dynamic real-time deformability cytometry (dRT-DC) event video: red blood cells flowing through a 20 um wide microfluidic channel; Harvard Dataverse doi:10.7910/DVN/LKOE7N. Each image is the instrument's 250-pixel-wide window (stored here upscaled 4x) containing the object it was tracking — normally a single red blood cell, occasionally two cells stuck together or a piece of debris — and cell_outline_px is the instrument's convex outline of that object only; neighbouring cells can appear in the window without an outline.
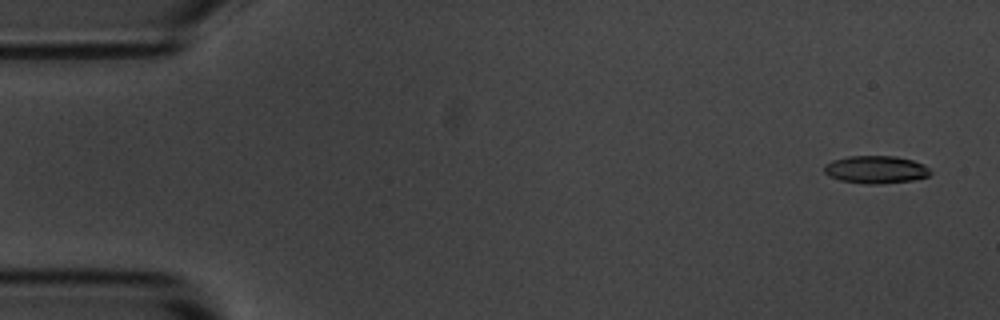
{"species": "common noctule bat (a hibernating species)", "species_latin": "Nyctalus noctula", "temperature_condition": "room temperature", "stored_images_in_passage": 8, "camera_frame_rate_fps": 3000, "um_per_image_px": 0.085, "animal": {"sex": "male", "body_mass_g": 20.1, "forearm_length_mm": 53.5}, "frame": {"image": 1, "passage_image": 1, "time_ms": 0.0, "image_size_px": [1000, 320], "cell_outline_px": [[932, 172], [928, 176], [912, 180], [880, 184], [864, 184], [840, 180], [828, 176], [824, 172], [824, 164], [832, 160], [848, 156], [896, 156], [912, 160], [924, 164]], "centroid_in_image_um": [74.42, 14.41], "position_along_channel_um": 10.6, "area_um2": 17.22}}
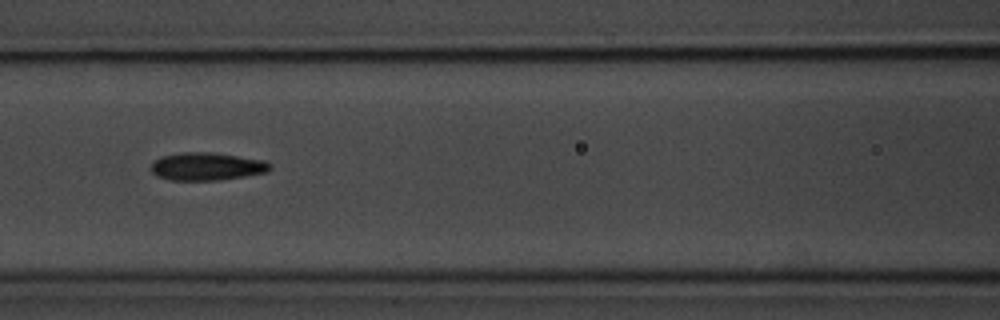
{"frame": {"image": 2, "passage_image": 7, "time_ms": 2.0, "image_size_px": [1000, 320], "cell_outline_px": [[272, 168], [268, 172], [220, 180], [168, 180], [156, 176], [152, 172], [152, 160], [160, 156], [180, 152], [212, 152], [264, 160], [272, 164]], "centroid_in_image_um": [17.56, 14.14], "position_along_channel_um": 149.0, "area_um2": 19.54}}
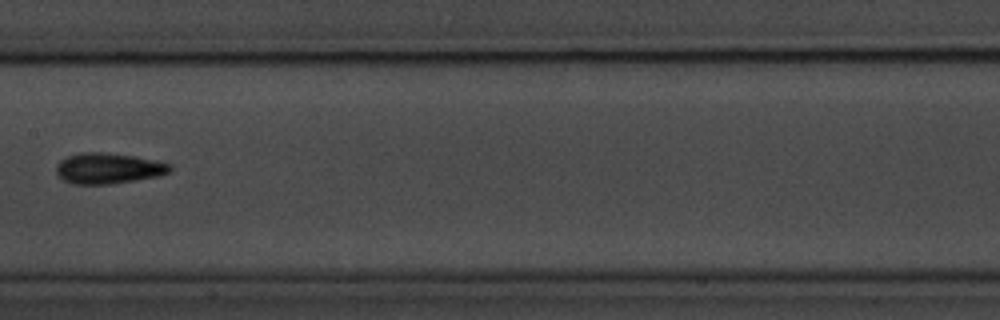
{"frame": {"image": 3, "passage_image": 8, "time_ms": 2.333, "image_size_px": [1000, 320], "cell_outline_px": [[172, 168], [168, 172], [160, 176], [112, 184], [72, 184], [64, 180], [56, 172], [56, 164], [60, 160], [68, 156], [80, 152], [100, 152], [132, 156], [172, 164]], "centroid_in_image_um": [9.18, 14.32], "position_along_channel_um": 198.2, "area_um2": 20.29}}